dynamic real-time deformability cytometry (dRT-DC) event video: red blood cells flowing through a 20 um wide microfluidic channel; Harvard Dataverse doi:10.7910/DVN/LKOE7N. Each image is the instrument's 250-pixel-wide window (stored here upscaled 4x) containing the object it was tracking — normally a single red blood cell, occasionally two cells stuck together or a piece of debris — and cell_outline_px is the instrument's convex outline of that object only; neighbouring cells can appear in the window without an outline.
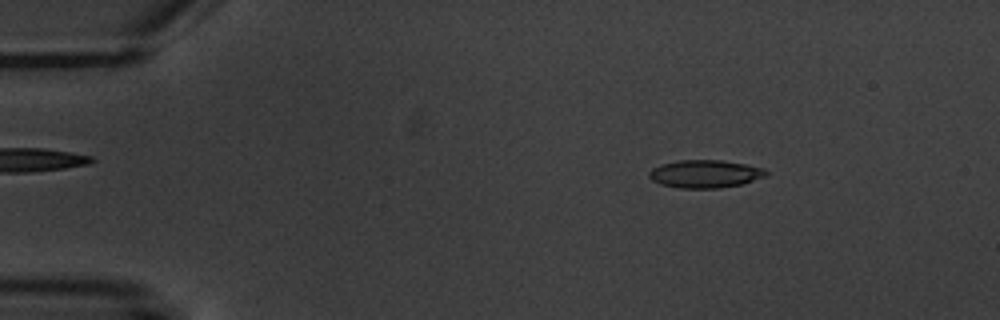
{"species": "common noctule bat (a hibernating species)", "species_latin": "Nyctalus noctula", "temperature_condition": "warm", "stored_images_in_passage": 12, "camera_frame_rate_fps": 3000, "um_per_image_px": 0.085, "animal": {"sex": "male", "body_mass_g": 20.1, "forearm_length_mm": 53.5}, "frame": {"image": 1, "passage_image": 3, "time_ms": 6.667, "image_size_px": [1000, 320], "cell_outline_px": [[768, 176], [740, 184], [716, 188], [680, 188], [660, 184], [652, 180], [648, 176], [648, 172], [652, 168], [660, 164], [680, 160], [720, 160], [744, 164], [764, 168], [768, 172]], "centroid_in_image_um": [59.91, 14.77], "position_along_channel_um": 25.1, "area_um2": 18.96}}
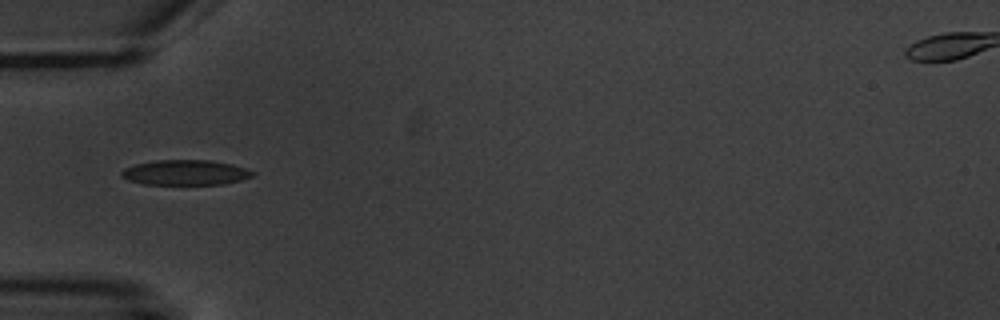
{"frame": {"image": 2, "passage_image": 6, "time_ms": 10.0, "image_size_px": [1000, 320], "cell_outline_px": [[256, 172], [252, 176], [240, 180], [224, 184], [144, 184], [128, 180], [120, 176], [120, 172], [124, 168], [136, 164], [156, 160], [208, 160], [232, 164]], "centroid_in_image_um": [15.73, 14.66], "position_along_channel_um": 69.3, "area_um2": 19.13}}
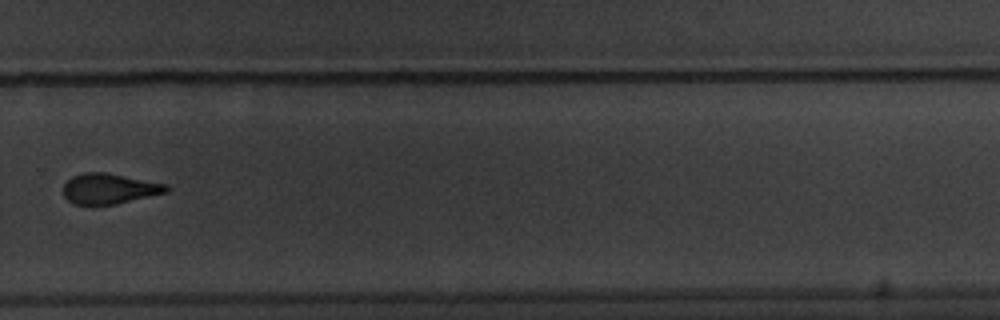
{"frame": {"image": 3, "passage_image": 12, "time_ms": 17.0, "image_size_px": [1000, 320], "cell_outline_px": [[172, 188], [168, 192], [116, 204], [92, 208], [72, 204], [64, 196], [64, 184], [72, 176], [84, 172], [104, 172], [168, 184]], "centroid_in_image_um": [9.27, 16.08], "position_along_channel_um": 320.5, "area_um2": 18.9}}